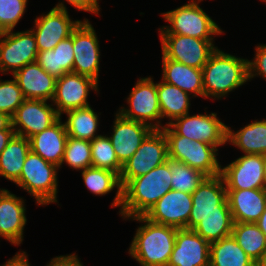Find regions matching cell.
I'll use <instances>...</instances> for the list:
<instances>
[{
  "label": "cell",
  "mask_w": 266,
  "mask_h": 266,
  "mask_svg": "<svg viewBox=\"0 0 266 266\" xmlns=\"http://www.w3.org/2000/svg\"><path fill=\"white\" fill-rule=\"evenodd\" d=\"M171 176L168 159L147 174L130 180L122 188L121 215L128 219L144 216L161 197L171 190Z\"/></svg>",
  "instance_id": "1"
},
{
  "label": "cell",
  "mask_w": 266,
  "mask_h": 266,
  "mask_svg": "<svg viewBox=\"0 0 266 266\" xmlns=\"http://www.w3.org/2000/svg\"><path fill=\"white\" fill-rule=\"evenodd\" d=\"M130 219L145 224L136 230L129 254L141 266H167L178 228L153 223L144 216H135Z\"/></svg>",
  "instance_id": "2"
},
{
  "label": "cell",
  "mask_w": 266,
  "mask_h": 266,
  "mask_svg": "<svg viewBox=\"0 0 266 266\" xmlns=\"http://www.w3.org/2000/svg\"><path fill=\"white\" fill-rule=\"evenodd\" d=\"M204 97L220 99L248 81V59L224 53L218 48L202 68Z\"/></svg>",
  "instance_id": "3"
},
{
  "label": "cell",
  "mask_w": 266,
  "mask_h": 266,
  "mask_svg": "<svg viewBox=\"0 0 266 266\" xmlns=\"http://www.w3.org/2000/svg\"><path fill=\"white\" fill-rule=\"evenodd\" d=\"M162 131L167 139L169 159L185 163L207 177L221 174L222 166L216 157L217 147L177 135L168 125Z\"/></svg>",
  "instance_id": "4"
},
{
  "label": "cell",
  "mask_w": 266,
  "mask_h": 266,
  "mask_svg": "<svg viewBox=\"0 0 266 266\" xmlns=\"http://www.w3.org/2000/svg\"><path fill=\"white\" fill-rule=\"evenodd\" d=\"M58 166L44 160L31 150L27 154L16 185L36 199L38 205L57 202Z\"/></svg>",
  "instance_id": "5"
},
{
  "label": "cell",
  "mask_w": 266,
  "mask_h": 266,
  "mask_svg": "<svg viewBox=\"0 0 266 266\" xmlns=\"http://www.w3.org/2000/svg\"><path fill=\"white\" fill-rule=\"evenodd\" d=\"M200 1L202 0H191L188 4L161 14L166 21L170 22V26L160 28V34H178L213 40L212 35L223 33L211 17L200 8Z\"/></svg>",
  "instance_id": "6"
},
{
  "label": "cell",
  "mask_w": 266,
  "mask_h": 266,
  "mask_svg": "<svg viewBox=\"0 0 266 266\" xmlns=\"http://www.w3.org/2000/svg\"><path fill=\"white\" fill-rule=\"evenodd\" d=\"M169 159L167 139L162 129H153L133 156L123 164L120 174L122 188L132 179L147 174Z\"/></svg>",
  "instance_id": "7"
},
{
  "label": "cell",
  "mask_w": 266,
  "mask_h": 266,
  "mask_svg": "<svg viewBox=\"0 0 266 266\" xmlns=\"http://www.w3.org/2000/svg\"><path fill=\"white\" fill-rule=\"evenodd\" d=\"M210 215H232L227 200L225 181L221 174L206 177L192 193L188 229H193L204 217Z\"/></svg>",
  "instance_id": "8"
},
{
  "label": "cell",
  "mask_w": 266,
  "mask_h": 266,
  "mask_svg": "<svg viewBox=\"0 0 266 266\" xmlns=\"http://www.w3.org/2000/svg\"><path fill=\"white\" fill-rule=\"evenodd\" d=\"M152 79L151 77L139 79L127 98L130 108H120L118 113L128 120L144 123L153 129H162L164 126L160 123L162 116L157 83H154ZM155 120L157 121L155 124L150 123Z\"/></svg>",
  "instance_id": "9"
},
{
  "label": "cell",
  "mask_w": 266,
  "mask_h": 266,
  "mask_svg": "<svg viewBox=\"0 0 266 266\" xmlns=\"http://www.w3.org/2000/svg\"><path fill=\"white\" fill-rule=\"evenodd\" d=\"M162 55L184 65L202 69L217 49L213 40L198 39L178 34H160Z\"/></svg>",
  "instance_id": "10"
},
{
  "label": "cell",
  "mask_w": 266,
  "mask_h": 266,
  "mask_svg": "<svg viewBox=\"0 0 266 266\" xmlns=\"http://www.w3.org/2000/svg\"><path fill=\"white\" fill-rule=\"evenodd\" d=\"M173 121L175 122L169 123L168 126L177 135L208 143L215 147L227 143L228 126L217 118L216 113L193 116L187 113Z\"/></svg>",
  "instance_id": "11"
},
{
  "label": "cell",
  "mask_w": 266,
  "mask_h": 266,
  "mask_svg": "<svg viewBox=\"0 0 266 266\" xmlns=\"http://www.w3.org/2000/svg\"><path fill=\"white\" fill-rule=\"evenodd\" d=\"M0 38V71L3 74L10 71L13 75L37 60L38 49L31 30L2 32Z\"/></svg>",
  "instance_id": "12"
},
{
  "label": "cell",
  "mask_w": 266,
  "mask_h": 266,
  "mask_svg": "<svg viewBox=\"0 0 266 266\" xmlns=\"http://www.w3.org/2000/svg\"><path fill=\"white\" fill-rule=\"evenodd\" d=\"M81 21H72L66 6L59 2L47 14L35 19V28L31 29L35 36L38 51L52 50L69 36Z\"/></svg>",
  "instance_id": "13"
},
{
  "label": "cell",
  "mask_w": 266,
  "mask_h": 266,
  "mask_svg": "<svg viewBox=\"0 0 266 266\" xmlns=\"http://www.w3.org/2000/svg\"><path fill=\"white\" fill-rule=\"evenodd\" d=\"M94 28L84 19L73 30V73L80 74L98 82L100 49Z\"/></svg>",
  "instance_id": "14"
},
{
  "label": "cell",
  "mask_w": 266,
  "mask_h": 266,
  "mask_svg": "<svg viewBox=\"0 0 266 266\" xmlns=\"http://www.w3.org/2000/svg\"><path fill=\"white\" fill-rule=\"evenodd\" d=\"M60 116L46 100L25 99L11 117L15 135L29 139L53 125Z\"/></svg>",
  "instance_id": "15"
},
{
  "label": "cell",
  "mask_w": 266,
  "mask_h": 266,
  "mask_svg": "<svg viewBox=\"0 0 266 266\" xmlns=\"http://www.w3.org/2000/svg\"><path fill=\"white\" fill-rule=\"evenodd\" d=\"M89 89L97 91L98 82L73 72L57 78L52 101L56 106L58 115L61 117V114L70 110L89 107L87 101Z\"/></svg>",
  "instance_id": "16"
},
{
  "label": "cell",
  "mask_w": 266,
  "mask_h": 266,
  "mask_svg": "<svg viewBox=\"0 0 266 266\" xmlns=\"http://www.w3.org/2000/svg\"><path fill=\"white\" fill-rule=\"evenodd\" d=\"M192 209V194L170 190L144 215L149 221L178 229H188Z\"/></svg>",
  "instance_id": "17"
},
{
  "label": "cell",
  "mask_w": 266,
  "mask_h": 266,
  "mask_svg": "<svg viewBox=\"0 0 266 266\" xmlns=\"http://www.w3.org/2000/svg\"><path fill=\"white\" fill-rule=\"evenodd\" d=\"M226 189H264V155L244 154L221 168Z\"/></svg>",
  "instance_id": "18"
},
{
  "label": "cell",
  "mask_w": 266,
  "mask_h": 266,
  "mask_svg": "<svg viewBox=\"0 0 266 266\" xmlns=\"http://www.w3.org/2000/svg\"><path fill=\"white\" fill-rule=\"evenodd\" d=\"M210 243L193 229H177L167 266H209Z\"/></svg>",
  "instance_id": "19"
},
{
  "label": "cell",
  "mask_w": 266,
  "mask_h": 266,
  "mask_svg": "<svg viewBox=\"0 0 266 266\" xmlns=\"http://www.w3.org/2000/svg\"><path fill=\"white\" fill-rule=\"evenodd\" d=\"M115 116L113 133L109 139L118 161L123 165L133 156L153 128L141 122L128 120L119 113Z\"/></svg>",
  "instance_id": "20"
},
{
  "label": "cell",
  "mask_w": 266,
  "mask_h": 266,
  "mask_svg": "<svg viewBox=\"0 0 266 266\" xmlns=\"http://www.w3.org/2000/svg\"><path fill=\"white\" fill-rule=\"evenodd\" d=\"M24 200L6 189L0 191V236L14 245L23 241L26 225Z\"/></svg>",
  "instance_id": "21"
},
{
  "label": "cell",
  "mask_w": 266,
  "mask_h": 266,
  "mask_svg": "<svg viewBox=\"0 0 266 266\" xmlns=\"http://www.w3.org/2000/svg\"><path fill=\"white\" fill-rule=\"evenodd\" d=\"M12 76L25 99L53 100L56 78L47 73L36 61L25 65Z\"/></svg>",
  "instance_id": "22"
},
{
  "label": "cell",
  "mask_w": 266,
  "mask_h": 266,
  "mask_svg": "<svg viewBox=\"0 0 266 266\" xmlns=\"http://www.w3.org/2000/svg\"><path fill=\"white\" fill-rule=\"evenodd\" d=\"M234 222L256 223L266 208V189H226Z\"/></svg>",
  "instance_id": "23"
},
{
  "label": "cell",
  "mask_w": 266,
  "mask_h": 266,
  "mask_svg": "<svg viewBox=\"0 0 266 266\" xmlns=\"http://www.w3.org/2000/svg\"><path fill=\"white\" fill-rule=\"evenodd\" d=\"M67 137L60 117L53 125L29 138L30 150L60 168Z\"/></svg>",
  "instance_id": "24"
},
{
  "label": "cell",
  "mask_w": 266,
  "mask_h": 266,
  "mask_svg": "<svg viewBox=\"0 0 266 266\" xmlns=\"http://www.w3.org/2000/svg\"><path fill=\"white\" fill-rule=\"evenodd\" d=\"M162 81L174 85L189 95L204 97L202 69L167 59L162 55Z\"/></svg>",
  "instance_id": "25"
},
{
  "label": "cell",
  "mask_w": 266,
  "mask_h": 266,
  "mask_svg": "<svg viewBox=\"0 0 266 266\" xmlns=\"http://www.w3.org/2000/svg\"><path fill=\"white\" fill-rule=\"evenodd\" d=\"M36 62L56 79L72 73L74 63L73 32L52 50L38 51Z\"/></svg>",
  "instance_id": "26"
},
{
  "label": "cell",
  "mask_w": 266,
  "mask_h": 266,
  "mask_svg": "<svg viewBox=\"0 0 266 266\" xmlns=\"http://www.w3.org/2000/svg\"><path fill=\"white\" fill-rule=\"evenodd\" d=\"M227 142L245 154L266 155V119L253 121L237 132L228 127Z\"/></svg>",
  "instance_id": "27"
},
{
  "label": "cell",
  "mask_w": 266,
  "mask_h": 266,
  "mask_svg": "<svg viewBox=\"0 0 266 266\" xmlns=\"http://www.w3.org/2000/svg\"><path fill=\"white\" fill-rule=\"evenodd\" d=\"M30 151L29 139L14 135L0 154V176L16 182Z\"/></svg>",
  "instance_id": "28"
},
{
  "label": "cell",
  "mask_w": 266,
  "mask_h": 266,
  "mask_svg": "<svg viewBox=\"0 0 266 266\" xmlns=\"http://www.w3.org/2000/svg\"><path fill=\"white\" fill-rule=\"evenodd\" d=\"M209 266H255V262L230 235L210 244Z\"/></svg>",
  "instance_id": "29"
},
{
  "label": "cell",
  "mask_w": 266,
  "mask_h": 266,
  "mask_svg": "<svg viewBox=\"0 0 266 266\" xmlns=\"http://www.w3.org/2000/svg\"><path fill=\"white\" fill-rule=\"evenodd\" d=\"M157 93L162 118H169V122L189 113L190 95L178 87L164 81L157 83Z\"/></svg>",
  "instance_id": "30"
},
{
  "label": "cell",
  "mask_w": 266,
  "mask_h": 266,
  "mask_svg": "<svg viewBox=\"0 0 266 266\" xmlns=\"http://www.w3.org/2000/svg\"><path fill=\"white\" fill-rule=\"evenodd\" d=\"M81 174L87 189L96 195H106L114 188H117L116 196L111 205L113 207H121L122 186L118 173L107 169L89 167L82 170Z\"/></svg>",
  "instance_id": "31"
},
{
  "label": "cell",
  "mask_w": 266,
  "mask_h": 266,
  "mask_svg": "<svg viewBox=\"0 0 266 266\" xmlns=\"http://www.w3.org/2000/svg\"><path fill=\"white\" fill-rule=\"evenodd\" d=\"M65 114L68 119L64 125L69 137L91 142L99 136L96 135L99 124L98 115L90 106L70 110Z\"/></svg>",
  "instance_id": "32"
},
{
  "label": "cell",
  "mask_w": 266,
  "mask_h": 266,
  "mask_svg": "<svg viewBox=\"0 0 266 266\" xmlns=\"http://www.w3.org/2000/svg\"><path fill=\"white\" fill-rule=\"evenodd\" d=\"M232 236L255 263L266 252V236L256 223L234 222Z\"/></svg>",
  "instance_id": "33"
},
{
  "label": "cell",
  "mask_w": 266,
  "mask_h": 266,
  "mask_svg": "<svg viewBox=\"0 0 266 266\" xmlns=\"http://www.w3.org/2000/svg\"><path fill=\"white\" fill-rule=\"evenodd\" d=\"M233 224L232 215H210L204 217L193 230L211 244L232 235Z\"/></svg>",
  "instance_id": "34"
},
{
  "label": "cell",
  "mask_w": 266,
  "mask_h": 266,
  "mask_svg": "<svg viewBox=\"0 0 266 266\" xmlns=\"http://www.w3.org/2000/svg\"><path fill=\"white\" fill-rule=\"evenodd\" d=\"M92 167L121 174L123 165L118 161L108 136L99 135L91 141Z\"/></svg>",
  "instance_id": "35"
},
{
  "label": "cell",
  "mask_w": 266,
  "mask_h": 266,
  "mask_svg": "<svg viewBox=\"0 0 266 266\" xmlns=\"http://www.w3.org/2000/svg\"><path fill=\"white\" fill-rule=\"evenodd\" d=\"M172 172L171 189L192 194L207 177L202 172L195 170L185 163L169 159Z\"/></svg>",
  "instance_id": "36"
},
{
  "label": "cell",
  "mask_w": 266,
  "mask_h": 266,
  "mask_svg": "<svg viewBox=\"0 0 266 266\" xmlns=\"http://www.w3.org/2000/svg\"><path fill=\"white\" fill-rule=\"evenodd\" d=\"M63 162L77 170L92 167L91 142L68 136L61 165Z\"/></svg>",
  "instance_id": "37"
},
{
  "label": "cell",
  "mask_w": 266,
  "mask_h": 266,
  "mask_svg": "<svg viewBox=\"0 0 266 266\" xmlns=\"http://www.w3.org/2000/svg\"><path fill=\"white\" fill-rule=\"evenodd\" d=\"M24 100L25 98L15 78L0 81V112L12 117Z\"/></svg>",
  "instance_id": "38"
},
{
  "label": "cell",
  "mask_w": 266,
  "mask_h": 266,
  "mask_svg": "<svg viewBox=\"0 0 266 266\" xmlns=\"http://www.w3.org/2000/svg\"><path fill=\"white\" fill-rule=\"evenodd\" d=\"M27 0H0V33L11 31L25 13Z\"/></svg>",
  "instance_id": "39"
},
{
  "label": "cell",
  "mask_w": 266,
  "mask_h": 266,
  "mask_svg": "<svg viewBox=\"0 0 266 266\" xmlns=\"http://www.w3.org/2000/svg\"><path fill=\"white\" fill-rule=\"evenodd\" d=\"M254 60H248V80L256 75H261L266 79V44L256 47Z\"/></svg>",
  "instance_id": "40"
},
{
  "label": "cell",
  "mask_w": 266,
  "mask_h": 266,
  "mask_svg": "<svg viewBox=\"0 0 266 266\" xmlns=\"http://www.w3.org/2000/svg\"><path fill=\"white\" fill-rule=\"evenodd\" d=\"M66 1L78 10L91 12L96 15L99 13L100 10L97 0H66Z\"/></svg>",
  "instance_id": "41"
},
{
  "label": "cell",
  "mask_w": 266,
  "mask_h": 266,
  "mask_svg": "<svg viewBox=\"0 0 266 266\" xmlns=\"http://www.w3.org/2000/svg\"><path fill=\"white\" fill-rule=\"evenodd\" d=\"M47 266H83V264L74 253L67 256H57Z\"/></svg>",
  "instance_id": "42"
},
{
  "label": "cell",
  "mask_w": 266,
  "mask_h": 266,
  "mask_svg": "<svg viewBox=\"0 0 266 266\" xmlns=\"http://www.w3.org/2000/svg\"><path fill=\"white\" fill-rule=\"evenodd\" d=\"M28 256L25 252H18L16 255L11 258L10 260H7V262L4 265L0 266H30L28 261Z\"/></svg>",
  "instance_id": "43"
},
{
  "label": "cell",
  "mask_w": 266,
  "mask_h": 266,
  "mask_svg": "<svg viewBox=\"0 0 266 266\" xmlns=\"http://www.w3.org/2000/svg\"><path fill=\"white\" fill-rule=\"evenodd\" d=\"M14 135V130H0V154Z\"/></svg>",
  "instance_id": "44"
},
{
  "label": "cell",
  "mask_w": 266,
  "mask_h": 266,
  "mask_svg": "<svg viewBox=\"0 0 266 266\" xmlns=\"http://www.w3.org/2000/svg\"><path fill=\"white\" fill-rule=\"evenodd\" d=\"M0 130H14L11 117L4 112H0Z\"/></svg>",
  "instance_id": "45"
},
{
  "label": "cell",
  "mask_w": 266,
  "mask_h": 266,
  "mask_svg": "<svg viewBox=\"0 0 266 266\" xmlns=\"http://www.w3.org/2000/svg\"><path fill=\"white\" fill-rule=\"evenodd\" d=\"M256 224L266 236V208L260 218L257 220Z\"/></svg>",
  "instance_id": "46"
},
{
  "label": "cell",
  "mask_w": 266,
  "mask_h": 266,
  "mask_svg": "<svg viewBox=\"0 0 266 266\" xmlns=\"http://www.w3.org/2000/svg\"><path fill=\"white\" fill-rule=\"evenodd\" d=\"M255 266H266V252L260 257V259L255 263Z\"/></svg>",
  "instance_id": "47"
},
{
  "label": "cell",
  "mask_w": 266,
  "mask_h": 266,
  "mask_svg": "<svg viewBox=\"0 0 266 266\" xmlns=\"http://www.w3.org/2000/svg\"><path fill=\"white\" fill-rule=\"evenodd\" d=\"M264 180H265V189H266V155H264Z\"/></svg>",
  "instance_id": "48"
}]
</instances>
